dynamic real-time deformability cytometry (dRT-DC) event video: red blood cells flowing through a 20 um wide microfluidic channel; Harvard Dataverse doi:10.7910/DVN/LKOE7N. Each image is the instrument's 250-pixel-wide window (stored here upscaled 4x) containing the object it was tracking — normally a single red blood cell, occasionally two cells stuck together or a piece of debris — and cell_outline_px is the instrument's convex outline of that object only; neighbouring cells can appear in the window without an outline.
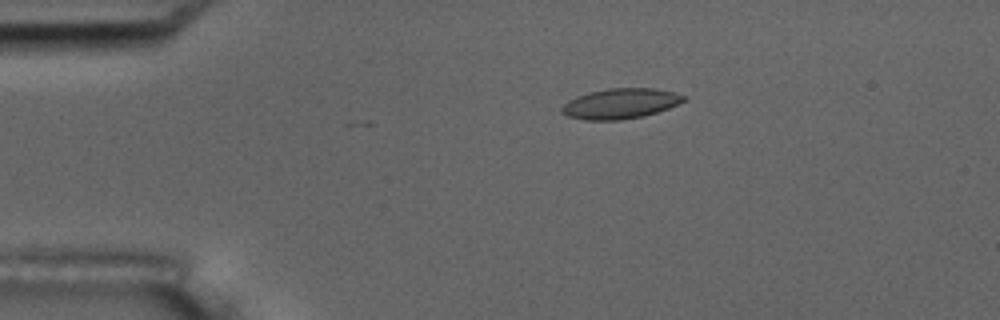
{"species": "common noctule bat (a hibernating species)", "species_latin": "Nyctalus noctula", "temperature_condition": "room temperature", "stored_images_in_passage": 5, "camera_frame_rate_fps": 3000, "um_per_image_px": 0.085, "animal": {"sex": "male", "body_mass_g": 17.5, "forearm_length_mm": 52.3}, "frame": {"image": 1, "passage_image": 3, "time_ms": 0.667, "image_size_px": [1000, 320], "cell_outline_px": [[688, 100], [668, 108], [644, 116], [620, 120], [584, 120], [568, 116], [560, 112], [560, 108], [568, 100], [576, 96], [608, 88], [652, 88], [672, 92], [688, 96]], "centroid_in_image_um": [52.74, 8.81], "position_along_channel_um": 32.3, "area_um2": 21.56}}